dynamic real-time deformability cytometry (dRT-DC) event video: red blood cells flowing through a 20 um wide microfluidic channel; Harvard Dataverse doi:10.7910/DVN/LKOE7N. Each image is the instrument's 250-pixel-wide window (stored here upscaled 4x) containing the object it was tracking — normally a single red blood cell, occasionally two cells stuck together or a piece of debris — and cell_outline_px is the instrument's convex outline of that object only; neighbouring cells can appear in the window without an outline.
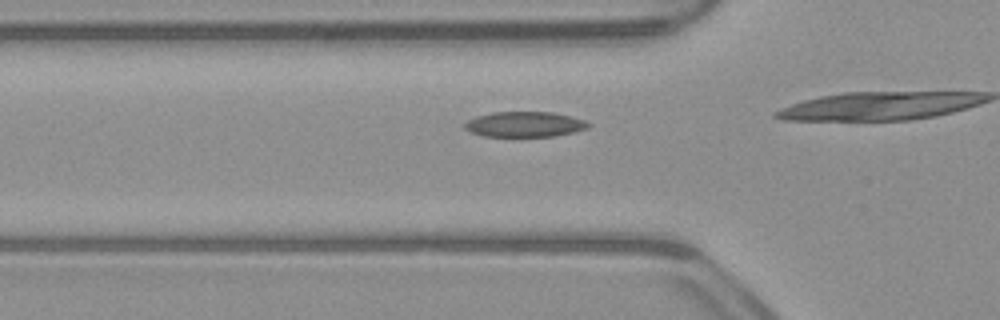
{"species": "common noctule bat (a hibernating species)", "species_latin": "Nyctalus noctula", "temperature_condition": "warm", "stored_images_in_passage": 7, "camera_frame_rate_fps": 3000, "um_per_image_px": 0.085, "animal": {"sex": "male", "body_mass_g": 23.1, "forearm_length_mm": 52.7}, "frame": {"image": 1, "passage_image": 3, "time_ms": 0.667, "image_size_px": [1000, 320], "cell_outline_px": [[592, 124], [588, 128], [572, 132], [552, 136], [484, 136], [472, 132], [464, 128], [464, 124], [468, 120], [476, 116], [492, 112], [552, 112], [572, 116], [584, 120]], "centroid_in_image_um": [44.6, 10.55], "position_along_channel_um": 81.2, "area_um2": 18.15}}
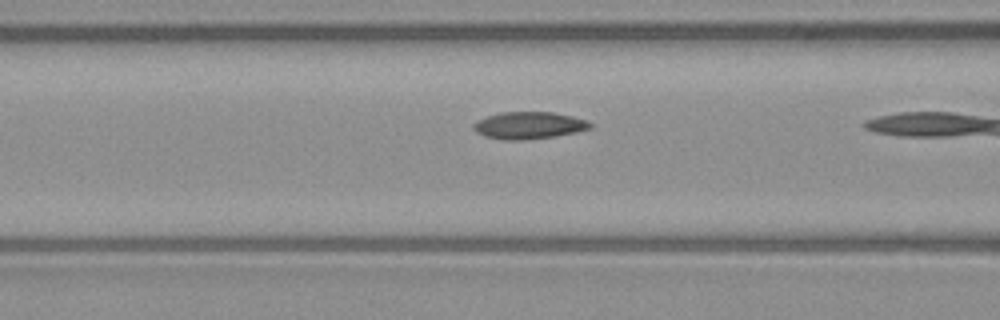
{"frame": {"image": 2, "passage_image": 6, "time_ms": 1.667, "image_size_px": [1000, 320], "cell_outline_px": [[592, 128], [576, 132], [556, 136], [524, 140], [504, 140], [484, 136], [476, 132], [472, 128], [472, 124], [476, 120], [500, 112], [552, 112], [572, 116], [588, 120], [592, 124]], "centroid_in_image_um": [44.94, 10.66], "position_along_channel_um": 121.7, "area_um2": 18.61}}